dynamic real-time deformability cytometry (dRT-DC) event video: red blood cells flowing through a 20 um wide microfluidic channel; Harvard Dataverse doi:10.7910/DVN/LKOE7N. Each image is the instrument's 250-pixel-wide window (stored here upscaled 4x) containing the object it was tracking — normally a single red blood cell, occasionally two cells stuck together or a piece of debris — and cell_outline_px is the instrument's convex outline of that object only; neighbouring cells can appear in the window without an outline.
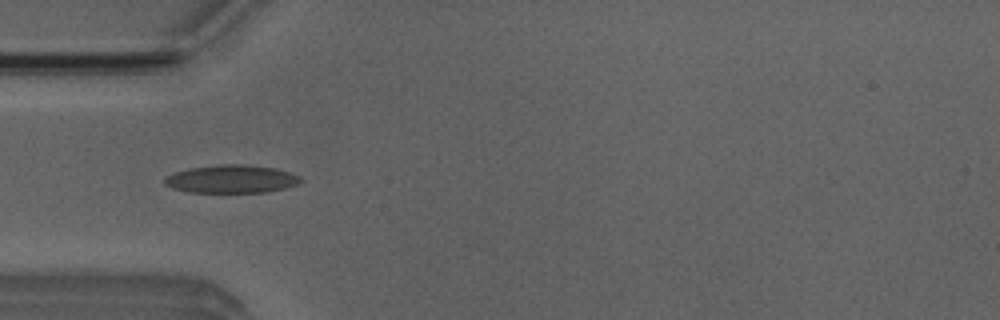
{"species": "Egyptian fruit bat (a non-hibernating species)", "species_latin": "Rousettus aegyptiacus", "temperature_condition": "room temperature", "stored_images_in_passage": 20, "camera_frame_rate_fps": 3000, "um_per_image_px": 0.085, "animal": {"sex": "male"}, "frame": {"image": 1, "passage_image": 4, "time_ms": 1.0, "image_size_px": [1000, 320], "cell_outline_px": [[304, 180], [296, 184], [284, 188], [268, 192], [192, 192], [172, 188], [164, 184], [164, 180], [168, 176], [176, 172], [192, 168], [220, 164], [244, 164], [272, 168], [288, 172], [300, 176]], "centroid_in_image_um": [19.69, 15.22], "position_along_channel_um": 65.3, "area_um2": 21.91}}
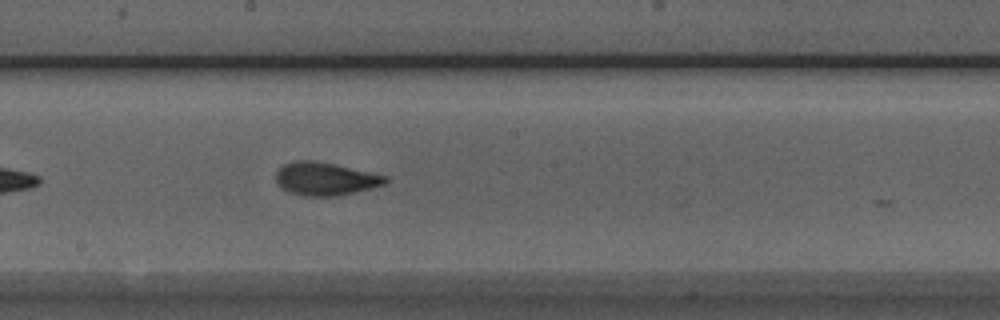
{"frame": {"image": 2, "passage_image": 16, "time_ms": 5.0, "image_size_px": [1000, 320], "cell_outline_px": [[388, 180], [384, 184], [336, 196], [300, 196], [288, 192], [276, 180], [276, 172], [284, 164], [296, 160], [312, 160], [332, 164], [388, 176]], "centroid_in_image_um": [27.61, 15.2], "position_along_channel_um": 220.6, "area_um2": 20.63}}
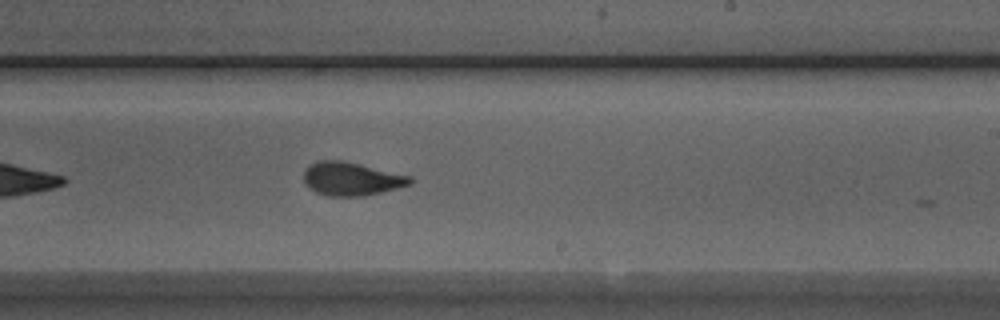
{"frame": {"image": 3, "passage_image": 19, "time_ms": 6.0, "image_size_px": [1000, 320], "cell_outline_px": [[416, 180], [412, 184], [364, 196], [328, 196], [316, 192], [304, 184], [304, 168], [308, 164], [320, 160], [340, 160], [360, 164], [412, 176]], "centroid_in_image_um": [29.87, 15.19], "position_along_channel_um": 259.1, "area_um2": 20.87}}